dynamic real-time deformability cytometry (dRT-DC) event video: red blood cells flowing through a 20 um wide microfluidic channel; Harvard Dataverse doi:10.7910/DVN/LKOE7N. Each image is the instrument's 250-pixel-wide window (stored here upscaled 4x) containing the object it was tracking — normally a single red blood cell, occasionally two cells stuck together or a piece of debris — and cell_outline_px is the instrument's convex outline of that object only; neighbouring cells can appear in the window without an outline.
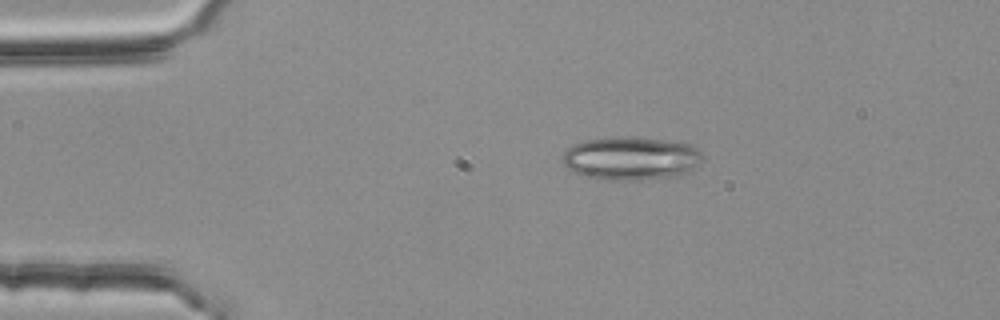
{"species": "common noctule bat (a hibernating species)", "species_latin": "Nyctalus noctula", "temperature_condition": "room temperature", "stored_images_in_passage": 2, "camera_frame_rate_fps": 3000, "um_per_image_px": 0.085, "animal": {"sex": "female", "body_mass_g": 25.1}, "frame": {"image": 1, "passage_image": 1, "time_ms": 0.0, "image_size_px": [1000, 320], "cell_outline_px": [[704, 156], [700, 164], [688, 172], [676, 176], [632, 180], [596, 180], [572, 172], [564, 164], [564, 152], [572, 144], [588, 140], [660, 140], [692, 144]], "centroid_in_image_um": [53.65, 13.53], "position_along_channel_um": 31.3, "area_um2": 34.28}}